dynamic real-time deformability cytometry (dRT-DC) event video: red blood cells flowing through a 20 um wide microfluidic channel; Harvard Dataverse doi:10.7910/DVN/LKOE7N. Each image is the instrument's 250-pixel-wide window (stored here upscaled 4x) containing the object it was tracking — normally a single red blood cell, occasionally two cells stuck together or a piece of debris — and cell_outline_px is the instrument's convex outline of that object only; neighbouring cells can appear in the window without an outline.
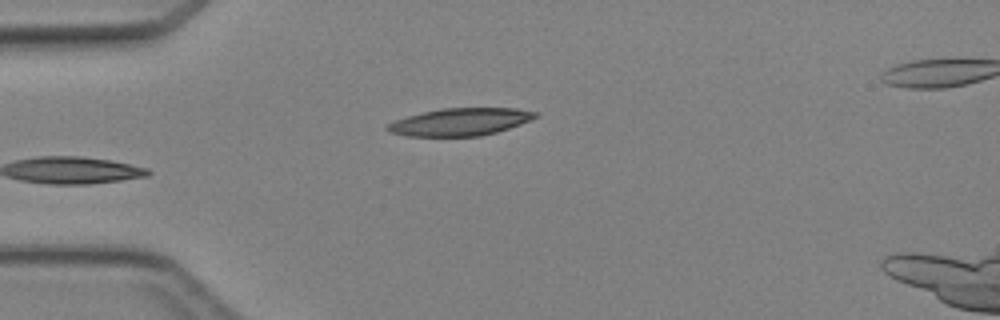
{"species": "Egyptian fruit bat (a non-hibernating species)", "species_latin": "Rousettus aegyptiacus", "temperature_condition": "cold", "stored_images_in_passage": 4, "camera_frame_rate_fps": 3000, "um_per_image_px": 0.085, "animal": {"sex": "female"}, "frame": {"image": 1, "passage_image": 4, "time_ms": 3.667, "image_size_px": [1000, 320], "cell_outline_px": [[540, 116], [520, 124], [496, 132], [480, 136], [404, 136], [388, 132], [384, 128], [388, 124], [396, 120], [408, 116], [440, 108], [516, 108], [540, 112]], "centroid_in_image_um": [39.13, 10.36], "position_along_channel_um": 45.9, "area_um2": 23.76}}